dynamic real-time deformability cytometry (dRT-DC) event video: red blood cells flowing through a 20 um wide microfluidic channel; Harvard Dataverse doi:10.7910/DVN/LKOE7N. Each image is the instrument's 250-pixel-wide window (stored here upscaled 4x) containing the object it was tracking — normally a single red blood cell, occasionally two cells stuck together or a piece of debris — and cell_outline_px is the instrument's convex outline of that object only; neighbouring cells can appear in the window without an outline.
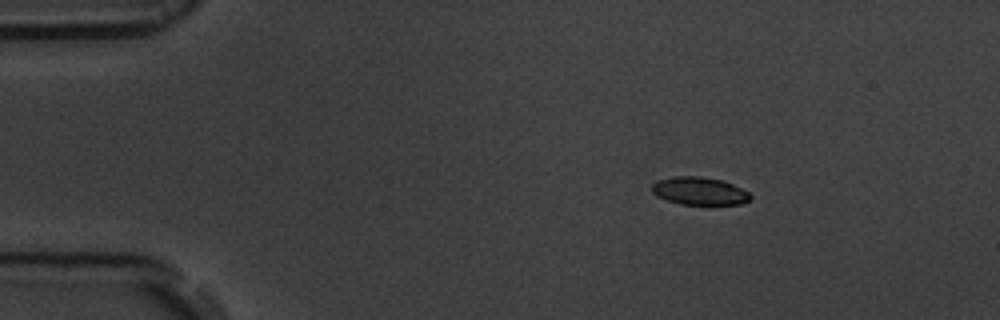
{"species": "common noctule bat (a hibernating species)", "species_latin": "Nyctalus noctula", "temperature_condition": "room temperature", "stored_images_in_passage": 48, "camera_frame_rate_fps": 3000, "um_per_image_px": 0.085, "animal": {"sex": "male", "body_mass_g": 19.5, "forearm_length_mm": 54.6}, "frame": {"image": 1, "passage_image": 1, "time_ms": 0.0, "image_size_px": [1000, 320], "cell_outline_px": [[752, 200], [744, 204], [708, 208], [680, 204], [656, 196], [652, 192], [652, 184], [656, 180], [676, 176], [700, 176], [724, 180], [748, 192], [752, 196]], "centroid_in_image_um": [59.52, 16.3], "position_along_channel_um": 25.5, "area_um2": 16.99}}
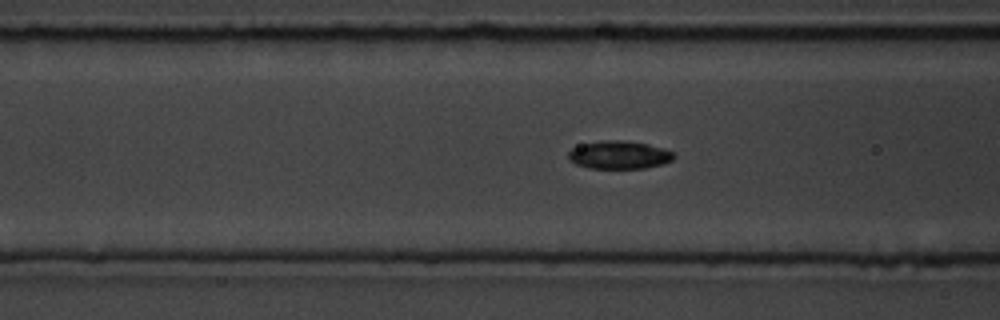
{"frame": {"image": 2, "passage_image": 14, "time_ms": 4.333, "image_size_px": [1000, 320], "cell_outline_px": [[676, 156], [672, 160], [664, 164], [644, 168], [588, 168], [576, 164], [568, 160], [568, 152], [572, 148], [584, 144], [600, 140], [620, 140], [648, 144], [664, 148], [672, 152]], "centroid_in_image_um": [52.63, 13.17], "position_along_channel_um": 114.0, "area_um2": 17.28}}
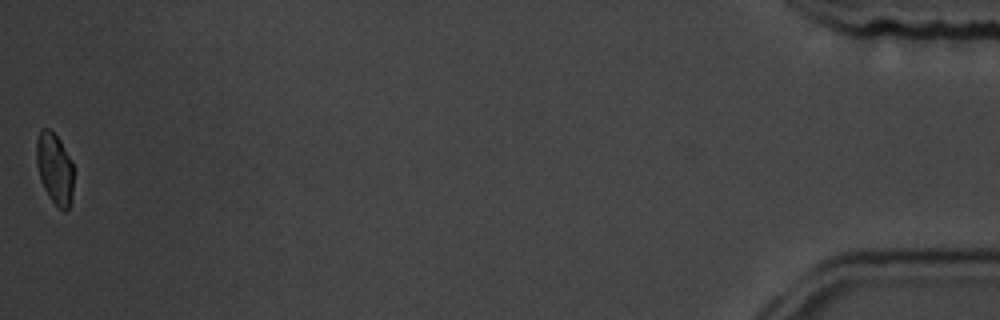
{"frame": {"image": 3, "passage_image": 48, "time_ms": 15.667, "image_size_px": [1000, 320], "cell_outline_px": [[72, 196], [68, 208], [64, 212], [48, 196], [44, 188], [36, 164], [36, 140], [40, 132], [44, 128], [52, 128], [60, 140], [72, 164]], "centroid_in_image_um": [4.62, 14.29], "position_along_channel_um": 430.6, "area_um2": 15.2}, "authors_computed_cell_mechanics": {"area_um2": 16.7331, "velocity_mm_per_s": 3.6577, "shape_relaxation_time_tau1_ms": 2.5145, "shape_relaxation_time_tau2_ms": 4.3556, "deformation_change_tau1": 0.1128, "deformation_change_tau2": 0.0755}}